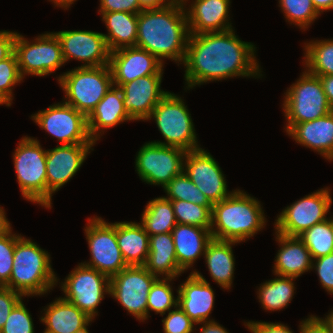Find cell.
<instances>
[{
    "instance_id": "1",
    "label": "cell",
    "mask_w": 333,
    "mask_h": 333,
    "mask_svg": "<svg viewBox=\"0 0 333 333\" xmlns=\"http://www.w3.org/2000/svg\"><path fill=\"white\" fill-rule=\"evenodd\" d=\"M256 47L231 28L221 32L190 34L183 67L185 90L234 77L262 78Z\"/></svg>"
},
{
    "instance_id": "2",
    "label": "cell",
    "mask_w": 333,
    "mask_h": 333,
    "mask_svg": "<svg viewBox=\"0 0 333 333\" xmlns=\"http://www.w3.org/2000/svg\"><path fill=\"white\" fill-rule=\"evenodd\" d=\"M189 35L181 0L161 9H143L138 13L136 46L145 49L163 64L165 59L183 64Z\"/></svg>"
},
{
    "instance_id": "3",
    "label": "cell",
    "mask_w": 333,
    "mask_h": 333,
    "mask_svg": "<svg viewBox=\"0 0 333 333\" xmlns=\"http://www.w3.org/2000/svg\"><path fill=\"white\" fill-rule=\"evenodd\" d=\"M261 206L258 199L244 190H234L212 206V238L239 243L249 240L266 226Z\"/></svg>"
},
{
    "instance_id": "4",
    "label": "cell",
    "mask_w": 333,
    "mask_h": 333,
    "mask_svg": "<svg viewBox=\"0 0 333 333\" xmlns=\"http://www.w3.org/2000/svg\"><path fill=\"white\" fill-rule=\"evenodd\" d=\"M56 275L46 250L24 236L16 240L13 269L5 287L20 293L23 298L41 296L57 286L60 279Z\"/></svg>"
},
{
    "instance_id": "5",
    "label": "cell",
    "mask_w": 333,
    "mask_h": 333,
    "mask_svg": "<svg viewBox=\"0 0 333 333\" xmlns=\"http://www.w3.org/2000/svg\"><path fill=\"white\" fill-rule=\"evenodd\" d=\"M65 93L63 101L88 117L113 85L109 65L78 66L58 77Z\"/></svg>"
},
{
    "instance_id": "6",
    "label": "cell",
    "mask_w": 333,
    "mask_h": 333,
    "mask_svg": "<svg viewBox=\"0 0 333 333\" xmlns=\"http://www.w3.org/2000/svg\"><path fill=\"white\" fill-rule=\"evenodd\" d=\"M154 119L162 137V141H152L164 146L177 147L186 152L201 148L191 114L184 99L168 92L154 107L148 120Z\"/></svg>"
},
{
    "instance_id": "7",
    "label": "cell",
    "mask_w": 333,
    "mask_h": 333,
    "mask_svg": "<svg viewBox=\"0 0 333 333\" xmlns=\"http://www.w3.org/2000/svg\"><path fill=\"white\" fill-rule=\"evenodd\" d=\"M13 163L22 197L47 208L46 150L39 140L23 136L13 153Z\"/></svg>"
},
{
    "instance_id": "8",
    "label": "cell",
    "mask_w": 333,
    "mask_h": 333,
    "mask_svg": "<svg viewBox=\"0 0 333 333\" xmlns=\"http://www.w3.org/2000/svg\"><path fill=\"white\" fill-rule=\"evenodd\" d=\"M284 95L282 110L286 124L313 121L332 111L320 78L305 69Z\"/></svg>"
},
{
    "instance_id": "9",
    "label": "cell",
    "mask_w": 333,
    "mask_h": 333,
    "mask_svg": "<svg viewBox=\"0 0 333 333\" xmlns=\"http://www.w3.org/2000/svg\"><path fill=\"white\" fill-rule=\"evenodd\" d=\"M14 53L23 79L25 75H50L65 64L59 39L53 32L42 33L30 41L17 32Z\"/></svg>"
},
{
    "instance_id": "10",
    "label": "cell",
    "mask_w": 333,
    "mask_h": 333,
    "mask_svg": "<svg viewBox=\"0 0 333 333\" xmlns=\"http://www.w3.org/2000/svg\"><path fill=\"white\" fill-rule=\"evenodd\" d=\"M84 228L90 250V260L82 264L111 278L128 265L123 259L116 237V222L108 223L102 217H88Z\"/></svg>"
},
{
    "instance_id": "11",
    "label": "cell",
    "mask_w": 333,
    "mask_h": 333,
    "mask_svg": "<svg viewBox=\"0 0 333 333\" xmlns=\"http://www.w3.org/2000/svg\"><path fill=\"white\" fill-rule=\"evenodd\" d=\"M61 282L64 299L77 306L90 318L98 315V305L110 293V278L82 263Z\"/></svg>"
},
{
    "instance_id": "12",
    "label": "cell",
    "mask_w": 333,
    "mask_h": 333,
    "mask_svg": "<svg viewBox=\"0 0 333 333\" xmlns=\"http://www.w3.org/2000/svg\"><path fill=\"white\" fill-rule=\"evenodd\" d=\"M325 187L308 194L285 207L274 222L275 232L286 236H299L313 225L323 222L330 212L332 196Z\"/></svg>"
},
{
    "instance_id": "13",
    "label": "cell",
    "mask_w": 333,
    "mask_h": 333,
    "mask_svg": "<svg viewBox=\"0 0 333 333\" xmlns=\"http://www.w3.org/2000/svg\"><path fill=\"white\" fill-rule=\"evenodd\" d=\"M62 145L96 144L88 132L87 117L65 103H55L30 117Z\"/></svg>"
},
{
    "instance_id": "14",
    "label": "cell",
    "mask_w": 333,
    "mask_h": 333,
    "mask_svg": "<svg viewBox=\"0 0 333 333\" xmlns=\"http://www.w3.org/2000/svg\"><path fill=\"white\" fill-rule=\"evenodd\" d=\"M186 151L154 142H146L138 151L135 168L141 181L164 188L183 172Z\"/></svg>"
},
{
    "instance_id": "15",
    "label": "cell",
    "mask_w": 333,
    "mask_h": 333,
    "mask_svg": "<svg viewBox=\"0 0 333 333\" xmlns=\"http://www.w3.org/2000/svg\"><path fill=\"white\" fill-rule=\"evenodd\" d=\"M158 279L144 265L127 266L110 278V293L139 322L147 320V296Z\"/></svg>"
},
{
    "instance_id": "16",
    "label": "cell",
    "mask_w": 333,
    "mask_h": 333,
    "mask_svg": "<svg viewBox=\"0 0 333 333\" xmlns=\"http://www.w3.org/2000/svg\"><path fill=\"white\" fill-rule=\"evenodd\" d=\"M183 172L212 205L226 199L234 191H228L221 167L210 152L203 148L186 152Z\"/></svg>"
},
{
    "instance_id": "17",
    "label": "cell",
    "mask_w": 333,
    "mask_h": 333,
    "mask_svg": "<svg viewBox=\"0 0 333 333\" xmlns=\"http://www.w3.org/2000/svg\"><path fill=\"white\" fill-rule=\"evenodd\" d=\"M95 144L58 145L46 150L47 208L52 196L76 175Z\"/></svg>"
},
{
    "instance_id": "18",
    "label": "cell",
    "mask_w": 333,
    "mask_h": 333,
    "mask_svg": "<svg viewBox=\"0 0 333 333\" xmlns=\"http://www.w3.org/2000/svg\"><path fill=\"white\" fill-rule=\"evenodd\" d=\"M53 33L59 39L65 63L75 59L83 63L81 67L109 65L110 51L103 33L91 30H64Z\"/></svg>"
},
{
    "instance_id": "19",
    "label": "cell",
    "mask_w": 333,
    "mask_h": 333,
    "mask_svg": "<svg viewBox=\"0 0 333 333\" xmlns=\"http://www.w3.org/2000/svg\"><path fill=\"white\" fill-rule=\"evenodd\" d=\"M164 65L154 55L137 46L110 52L109 67L113 85L118 87L146 75L163 74Z\"/></svg>"
},
{
    "instance_id": "20",
    "label": "cell",
    "mask_w": 333,
    "mask_h": 333,
    "mask_svg": "<svg viewBox=\"0 0 333 333\" xmlns=\"http://www.w3.org/2000/svg\"><path fill=\"white\" fill-rule=\"evenodd\" d=\"M163 74L146 75L123 84L124 109L133 121H148L154 107L169 92L161 89Z\"/></svg>"
},
{
    "instance_id": "21",
    "label": "cell",
    "mask_w": 333,
    "mask_h": 333,
    "mask_svg": "<svg viewBox=\"0 0 333 333\" xmlns=\"http://www.w3.org/2000/svg\"><path fill=\"white\" fill-rule=\"evenodd\" d=\"M178 305L196 324L210 319L214 308L215 293L210 283L199 272H190L186 281L182 282L177 289Z\"/></svg>"
},
{
    "instance_id": "22",
    "label": "cell",
    "mask_w": 333,
    "mask_h": 333,
    "mask_svg": "<svg viewBox=\"0 0 333 333\" xmlns=\"http://www.w3.org/2000/svg\"><path fill=\"white\" fill-rule=\"evenodd\" d=\"M191 1L190 4L182 2L190 34L221 32L233 28L229 14L231 0Z\"/></svg>"
},
{
    "instance_id": "23",
    "label": "cell",
    "mask_w": 333,
    "mask_h": 333,
    "mask_svg": "<svg viewBox=\"0 0 333 333\" xmlns=\"http://www.w3.org/2000/svg\"><path fill=\"white\" fill-rule=\"evenodd\" d=\"M284 129L296 143L333 161V111L313 121L286 124Z\"/></svg>"
},
{
    "instance_id": "24",
    "label": "cell",
    "mask_w": 333,
    "mask_h": 333,
    "mask_svg": "<svg viewBox=\"0 0 333 333\" xmlns=\"http://www.w3.org/2000/svg\"><path fill=\"white\" fill-rule=\"evenodd\" d=\"M280 249L274 260V275L298 278L312 271L313 259L304 242L298 236H286L275 232Z\"/></svg>"
},
{
    "instance_id": "25",
    "label": "cell",
    "mask_w": 333,
    "mask_h": 333,
    "mask_svg": "<svg viewBox=\"0 0 333 333\" xmlns=\"http://www.w3.org/2000/svg\"><path fill=\"white\" fill-rule=\"evenodd\" d=\"M126 121L133 120L124 109L122 91L120 87L112 85L104 98L87 117L88 132L91 139L96 143L107 129Z\"/></svg>"
},
{
    "instance_id": "26",
    "label": "cell",
    "mask_w": 333,
    "mask_h": 333,
    "mask_svg": "<svg viewBox=\"0 0 333 333\" xmlns=\"http://www.w3.org/2000/svg\"><path fill=\"white\" fill-rule=\"evenodd\" d=\"M40 322L46 325L44 333H76L88 329L93 321L77 306L65 300L56 298L43 309Z\"/></svg>"
},
{
    "instance_id": "27",
    "label": "cell",
    "mask_w": 333,
    "mask_h": 333,
    "mask_svg": "<svg viewBox=\"0 0 333 333\" xmlns=\"http://www.w3.org/2000/svg\"><path fill=\"white\" fill-rule=\"evenodd\" d=\"M172 237L177 262L183 272L204 256L208 243L213 239L207 228L178 223L172 230Z\"/></svg>"
},
{
    "instance_id": "28",
    "label": "cell",
    "mask_w": 333,
    "mask_h": 333,
    "mask_svg": "<svg viewBox=\"0 0 333 333\" xmlns=\"http://www.w3.org/2000/svg\"><path fill=\"white\" fill-rule=\"evenodd\" d=\"M144 266L158 278H178L184 273L177 262L172 233L149 235V254Z\"/></svg>"
},
{
    "instance_id": "29",
    "label": "cell",
    "mask_w": 333,
    "mask_h": 333,
    "mask_svg": "<svg viewBox=\"0 0 333 333\" xmlns=\"http://www.w3.org/2000/svg\"><path fill=\"white\" fill-rule=\"evenodd\" d=\"M239 242L212 239L204 253L211 278L222 289L230 290L234 279L235 257L232 247Z\"/></svg>"
},
{
    "instance_id": "30",
    "label": "cell",
    "mask_w": 333,
    "mask_h": 333,
    "mask_svg": "<svg viewBox=\"0 0 333 333\" xmlns=\"http://www.w3.org/2000/svg\"><path fill=\"white\" fill-rule=\"evenodd\" d=\"M116 237L128 266L145 265L149 254V234L141 223L116 222Z\"/></svg>"
},
{
    "instance_id": "31",
    "label": "cell",
    "mask_w": 333,
    "mask_h": 333,
    "mask_svg": "<svg viewBox=\"0 0 333 333\" xmlns=\"http://www.w3.org/2000/svg\"><path fill=\"white\" fill-rule=\"evenodd\" d=\"M107 28L104 34L110 52L136 46L138 14L128 12H98Z\"/></svg>"
},
{
    "instance_id": "32",
    "label": "cell",
    "mask_w": 333,
    "mask_h": 333,
    "mask_svg": "<svg viewBox=\"0 0 333 333\" xmlns=\"http://www.w3.org/2000/svg\"><path fill=\"white\" fill-rule=\"evenodd\" d=\"M275 276V278L261 283L256 292L262 308L269 312L287 308L296 293L294 292L296 289L294 281L297 278Z\"/></svg>"
},
{
    "instance_id": "33",
    "label": "cell",
    "mask_w": 333,
    "mask_h": 333,
    "mask_svg": "<svg viewBox=\"0 0 333 333\" xmlns=\"http://www.w3.org/2000/svg\"><path fill=\"white\" fill-rule=\"evenodd\" d=\"M141 216L140 223L149 235L172 233L177 224L171 200L164 196L150 200Z\"/></svg>"
},
{
    "instance_id": "34",
    "label": "cell",
    "mask_w": 333,
    "mask_h": 333,
    "mask_svg": "<svg viewBox=\"0 0 333 333\" xmlns=\"http://www.w3.org/2000/svg\"><path fill=\"white\" fill-rule=\"evenodd\" d=\"M306 42L302 63L305 70L315 76L333 75V39Z\"/></svg>"
},
{
    "instance_id": "35",
    "label": "cell",
    "mask_w": 333,
    "mask_h": 333,
    "mask_svg": "<svg viewBox=\"0 0 333 333\" xmlns=\"http://www.w3.org/2000/svg\"><path fill=\"white\" fill-rule=\"evenodd\" d=\"M298 237L304 242L312 259L331 254L333 252V215L305 230Z\"/></svg>"
},
{
    "instance_id": "36",
    "label": "cell",
    "mask_w": 333,
    "mask_h": 333,
    "mask_svg": "<svg viewBox=\"0 0 333 333\" xmlns=\"http://www.w3.org/2000/svg\"><path fill=\"white\" fill-rule=\"evenodd\" d=\"M173 280L175 278H158L151 286L147 296V319L150 318V311L163 316L178 305V296L173 295Z\"/></svg>"
},
{
    "instance_id": "37",
    "label": "cell",
    "mask_w": 333,
    "mask_h": 333,
    "mask_svg": "<svg viewBox=\"0 0 333 333\" xmlns=\"http://www.w3.org/2000/svg\"><path fill=\"white\" fill-rule=\"evenodd\" d=\"M168 200H183L200 206H213L198 187L182 172L163 188Z\"/></svg>"
},
{
    "instance_id": "38",
    "label": "cell",
    "mask_w": 333,
    "mask_h": 333,
    "mask_svg": "<svg viewBox=\"0 0 333 333\" xmlns=\"http://www.w3.org/2000/svg\"><path fill=\"white\" fill-rule=\"evenodd\" d=\"M174 215L178 224L211 229L212 206H200L183 200H171Z\"/></svg>"
},
{
    "instance_id": "39",
    "label": "cell",
    "mask_w": 333,
    "mask_h": 333,
    "mask_svg": "<svg viewBox=\"0 0 333 333\" xmlns=\"http://www.w3.org/2000/svg\"><path fill=\"white\" fill-rule=\"evenodd\" d=\"M280 10L286 22L296 25L303 31L311 26L320 14L313 6L312 0H278Z\"/></svg>"
},
{
    "instance_id": "40",
    "label": "cell",
    "mask_w": 333,
    "mask_h": 333,
    "mask_svg": "<svg viewBox=\"0 0 333 333\" xmlns=\"http://www.w3.org/2000/svg\"><path fill=\"white\" fill-rule=\"evenodd\" d=\"M22 81L17 57L13 52L8 58L0 61V102L3 105L5 104L7 107L12 105L13 88Z\"/></svg>"
},
{
    "instance_id": "41",
    "label": "cell",
    "mask_w": 333,
    "mask_h": 333,
    "mask_svg": "<svg viewBox=\"0 0 333 333\" xmlns=\"http://www.w3.org/2000/svg\"><path fill=\"white\" fill-rule=\"evenodd\" d=\"M21 234L12 233V230L0 236V286L5 287L10 280L13 269V257L16 240Z\"/></svg>"
},
{
    "instance_id": "42",
    "label": "cell",
    "mask_w": 333,
    "mask_h": 333,
    "mask_svg": "<svg viewBox=\"0 0 333 333\" xmlns=\"http://www.w3.org/2000/svg\"><path fill=\"white\" fill-rule=\"evenodd\" d=\"M0 333H35L32 315L23 303V298L10 312Z\"/></svg>"
},
{
    "instance_id": "43",
    "label": "cell",
    "mask_w": 333,
    "mask_h": 333,
    "mask_svg": "<svg viewBox=\"0 0 333 333\" xmlns=\"http://www.w3.org/2000/svg\"><path fill=\"white\" fill-rule=\"evenodd\" d=\"M167 313L168 315L162 319L164 333H194L197 330L194 327L195 323L179 305Z\"/></svg>"
},
{
    "instance_id": "44",
    "label": "cell",
    "mask_w": 333,
    "mask_h": 333,
    "mask_svg": "<svg viewBox=\"0 0 333 333\" xmlns=\"http://www.w3.org/2000/svg\"><path fill=\"white\" fill-rule=\"evenodd\" d=\"M315 270L322 287L333 295V252L313 259L312 270Z\"/></svg>"
},
{
    "instance_id": "45",
    "label": "cell",
    "mask_w": 333,
    "mask_h": 333,
    "mask_svg": "<svg viewBox=\"0 0 333 333\" xmlns=\"http://www.w3.org/2000/svg\"><path fill=\"white\" fill-rule=\"evenodd\" d=\"M22 297L20 293L8 287L0 286V330L3 328L10 312Z\"/></svg>"
},
{
    "instance_id": "46",
    "label": "cell",
    "mask_w": 333,
    "mask_h": 333,
    "mask_svg": "<svg viewBox=\"0 0 333 333\" xmlns=\"http://www.w3.org/2000/svg\"><path fill=\"white\" fill-rule=\"evenodd\" d=\"M98 12H128L138 14L143 9L139 0H99Z\"/></svg>"
},
{
    "instance_id": "47",
    "label": "cell",
    "mask_w": 333,
    "mask_h": 333,
    "mask_svg": "<svg viewBox=\"0 0 333 333\" xmlns=\"http://www.w3.org/2000/svg\"><path fill=\"white\" fill-rule=\"evenodd\" d=\"M244 326L251 333H294L291 328L279 322H263V321H248L244 322ZM299 333H301V322L299 324Z\"/></svg>"
},
{
    "instance_id": "48",
    "label": "cell",
    "mask_w": 333,
    "mask_h": 333,
    "mask_svg": "<svg viewBox=\"0 0 333 333\" xmlns=\"http://www.w3.org/2000/svg\"><path fill=\"white\" fill-rule=\"evenodd\" d=\"M301 333H333L325 318L309 315L301 321Z\"/></svg>"
},
{
    "instance_id": "49",
    "label": "cell",
    "mask_w": 333,
    "mask_h": 333,
    "mask_svg": "<svg viewBox=\"0 0 333 333\" xmlns=\"http://www.w3.org/2000/svg\"><path fill=\"white\" fill-rule=\"evenodd\" d=\"M17 32L0 31V61L5 60L14 52V40Z\"/></svg>"
},
{
    "instance_id": "50",
    "label": "cell",
    "mask_w": 333,
    "mask_h": 333,
    "mask_svg": "<svg viewBox=\"0 0 333 333\" xmlns=\"http://www.w3.org/2000/svg\"><path fill=\"white\" fill-rule=\"evenodd\" d=\"M326 94L327 101L333 111V75L318 76Z\"/></svg>"
},
{
    "instance_id": "51",
    "label": "cell",
    "mask_w": 333,
    "mask_h": 333,
    "mask_svg": "<svg viewBox=\"0 0 333 333\" xmlns=\"http://www.w3.org/2000/svg\"><path fill=\"white\" fill-rule=\"evenodd\" d=\"M198 325H202L201 327H199V333H229L227 329H225L215 320L199 323Z\"/></svg>"
},
{
    "instance_id": "52",
    "label": "cell",
    "mask_w": 333,
    "mask_h": 333,
    "mask_svg": "<svg viewBox=\"0 0 333 333\" xmlns=\"http://www.w3.org/2000/svg\"><path fill=\"white\" fill-rule=\"evenodd\" d=\"M176 0H139L142 9H161L174 3Z\"/></svg>"
},
{
    "instance_id": "53",
    "label": "cell",
    "mask_w": 333,
    "mask_h": 333,
    "mask_svg": "<svg viewBox=\"0 0 333 333\" xmlns=\"http://www.w3.org/2000/svg\"><path fill=\"white\" fill-rule=\"evenodd\" d=\"M316 11L321 15L324 11L333 10V0H312Z\"/></svg>"
},
{
    "instance_id": "54",
    "label": "cell",
    "mask_w": 333,
    "mask_h": 333,
    "mask_svg": "<svg viewBox=\"0 0 333 333\" xmlns=\"http://www.w3.org/2000/svg\"><path fill=\"white\" fill-rule=\"evenodd\" d=\"M11 230L13 229L11 228V223L6 217V212L3 207H0V236L10 232Z\"/></svg>"
},
{
    "instance_id": "55",
    "label": "cell",
    "mask_w": 333,
    "mask_h": 333,
    "mask_svg": "<svg viewBox=\"0 0 333 333\" xmlns=\"http://www.w3.org/2000/svg\"><path fill=\"white\" fill-rule=\"evenodd\" d=\"M52 3H54L55 7H60L63 8L64 10L68 9L69 7L71 8V5L74 4L77 0H49Z\"/></svg>"
},
{
    "instance_id": "56",
    "label": "cell",
    "mask_w": 333,
    "mask_h": 333,
    "mask_svg": "<svg viewBox=\"0 0 333 333\" xmlns=\"http://www.w3.org/2000/svg\"><path fill=\"white\" fill-rule=\"evenodd\" d=\"M326 321L330 324L333 330V310H331L326 317H324Z\"/></svg>"
},
{
    "instance_id": "57",
    "label": "cell",
    "mask_w": 333,
    "mask_h": 333,
    "mask_svg": "<svg viewBox=\"0 0 333 333\" xmlns=\"http://www.w3.org/2000/svg\"><path fill=\"white\" fill-rule=\"evenodd\" d=\"M76 333H90V332H89L88 329H85V330H83V331H81V332H76Z\"/></svg>"
}]
</instances>
